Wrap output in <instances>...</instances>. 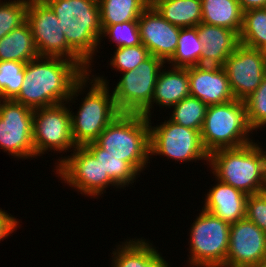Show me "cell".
I'll use <instances>...</instances> for the list:
<instances>
[{
  "instance_id": "15",
  "label": "cell",
  "mask_w": 266,
  "mask_h": 267,
  "mask_svg": "<svg viewBox=\"0 0 266 267\" xmlns=\"http://www.w3.org/2000/svg\"><path fill=\"white\" fill-rule=\"evenodd\" d=\"M266 258V233L246 217L230 224L225 267H257Z\"/></svg>"
},
{
  "instance_id": "2",
  "label": "cell",
  "mask_w": 266,
  "mask_h": 267,
  "mask_svg": "<svg viewBox=\"0 0 266 267\" xmlns=\"http://www.w3.org/2000/svg\"><path fill=\"white\" fill-rule=\"evenodd\" d=\"M58 18L67 44L89 65L101 44V18L98 0H43ZM92 63V64H91Z\"/></svg>"
},
{
  "instance_id": "12",
  "label": "cell",
  "mask_w": 266,
  "mask_h": 267,
  "mask_svg": "<svg viewBox=\"0 0 266 267\" xmlns=\"http://www.w3.org/2000/svg\"><path fill=\"white\" fill-rule=\"evenodd\" d=\"M70 107L72 108L71 105L67 107V103H62L34 109L33 144L36 159L51 150L65 153L75 149Z\"/></svg>"
},
{
  "instance_id": "26",
  "label": "cell",
  "mask_w": 266,
  "mask_h": 267,
  "mask_svg": "<svg viewBox=\"0 0 266 267\" xmlns=\"http://www.w3.org/2000/svg\"><path fill=\"white\" fill-rule=\"evenodd\" d=\"M100 162L104 173L122 189L131 186L138 179L140 174L126 161L110 155L106 150L99 147L95 142L84 145Z\"/></svg>"
},
{
  "instance_id": "24",
  "label": "cell",
  "mask_w": 266,
  "mask_h": 267,
  "mask_svg": "<svg viewBox=\"0 0 266 267\" xmlns=\"http://www.w3.org/2000/svg\"><path fill=\"white\" fill-rule=\"evenodd\" d=\"M150 4L169 23L180 28L201 23V0H150Z\"/></svg>"
},
{
  "instance_id": "23",
  "label": "cell",
  "mask_w": 266,
  "mask_h": 267,
  "mask_svg": "<svg viewBox=\"0 0 266 267\" xmlns=\"http://www.w3.org/2000/svg\"><path fill=\"white\" fill-rule=\"evenodd\" d=\"M201 22L221 26L240 34L243 11L238 0H201Z\"/></svg>"
},
{
  "instance_id": "28",
  "label": "cell",
  "mask_w": 266,
  "mask_h": 267,
  "mask_svg": "<svg viewBox=\"0 0 266 267\" xmlns=\"http://www.w3.org/2000/svg\"><path fill=\"white\" fill-rule=\"evenodd\" d=\"M169 120L184 127L201 131L208 105L196 97L188 96L171 106Z\"/></svg>"
},
{
  "instance_id": "35",
  "label": "cell",
  "mask_w": 266,
  "mask_h": 267,
  "mask_svg": "<svg viewBox=\"0 0 266 267\" xmlns=\"http://www.w3.org/2000/svg\"><path fill=\"white\" fill-rule=\"evenodd\" d=\"M245 217L266 233V191L248 195Z\"/></svg>"
},
{
  "instance_id": "10",
  "label": "cell",
  "mask_w": 266,
  "mask_h": 267,
  "mask_svg": "<svg viewBox=\"0 0 266 267\" xmlns=\"http://www.w3.org/2000/svg\"><path fill=\"white\" fill-rule=\"evenodd\" d=\"M26 21L39 56L69 59L89 73V65L67 44L57 16L43 0L28 1Z\"/></svg>"
},
{
  "instance_id": "20",
  "label": "cell",
  "mask_w": 266,
  "mask_h": 267,
  "mask_svg": "<svg viewBox=\"0 0 266 267\" xmlns=\"http://www.w3.org/2000/svg\"><path fill=\"white\" fill-rule=\"evenodd\" d=\"M205 195L203 210L233 224L246 216L248 195L219 180Z\"/></svg>"
},
{
  "instance_id": "32",
  "label": "cell",
  "mask_w": 266,
  "mask_h": 267,
  "mask_svg": "<svg viewBox=\"0 0 266 267\" xmlns=\"http://www.w3.org/2000/svg\"><path fill=\"white\" fill-rule=\"evenodd\" d=\"M101 27V40L103 39V37H105L106 39V37L108 36L107 39H109V42L115 43V48L131 47L142 44L138 21H128Z\"/></svg>"
},
{
  "instance_id": "1",
  "label": "cell",
  "mask_w": 266,
  "mask_h": 267,
  "mask_svg": "<svg viewBox=\"0 0 266 267\" xmlns=\"http://www.w3.org/2000/svg\"><path fill=\"white\" fill-rule=\"evenodd\" d=\"M24 75L21 91L14 100L33 110L75 103L78 95L90 86L89 73L62 57L39 56L30 60Z\"/></svg>"
},
{
  "instance_id": "36",
  "label": "cell",
  "mask_w": 266,
  "mask_h": 267,
  "mask_svg": "<svg viewBox=\"0 0 266 267\" xmlns=\"http://www.w3.org/2000/svg\"><path fill=\"white\" fill-rule=\"evenodd\" d=\"M19 222L16 217L8 214L7 211L0 208V242L8 238L19 227Z\"/></svg>"
},
{
  "instance_id": "19",
  "label": "cell",
  "mask_w": 266,
  "mask_h": 267,
  "mask_svg": "<svg viewBox=\"0 0 266 267\" xmlns=\"http://www.w3.org/2000/svg\"><path fill=\"white\" fill-rule=\"evenodd\" d=\"M163 68L159 71L151 104L141 113L147 118L151 117L154 104L167 109L190 96L188 68Z\"/></svg>"
},
{
  "instance_id": "17",
  "label": "cell",
  "mask_w": 266,
  "mask_h": 267,
  "mask_svg": "<svg viewBox=\"0 0 266 267\" xmlns=\"http://www.w3.org/2000/svg\"><path fill=\"white\" fill-rule=\"evenodd\" d=\"M188 76L190 96L202 100L207 105L222 104L235 99L223 67H188Z\"/></svg>"
},
{
  "instance_id": "38",
  "label": "cell",
  "mask_w": 266,
  "mask_h": 267,
  "mask_svg": "<svg viewBox=\"0 0 266 267\" xmlns=\"http://www.w3.org/2000/svg\"><path fill=\"white\" fill-rule=\"evenodd\" d=\"M262 144H260V148L262 150L263 156H264V164H265V173H266V150L264 151V149L261 147Z\"/></svg>"
},
{
  "instance_id": "40",
  "label": "cell",
  "mask_w": 266,
  "mask_h": 267,
  "mask_svg": "<svg viewBox=\"0 0 266 267\" xmlns=\"http://www.w3.org/2000/svg\"><path fill=\"white\" fill-rule=\"evenodd\" d=\"M257 267H266V258H264Z\"/></svg>"
},
{
  "instance_id": "30",
  "label": "cell",
  "mask_w": 266,
  "mask_h": 267,
  "mask_svg": "<svg viewBox=\"0 0 266 267\" xmlns=\"http://www.w3.org/2000/svg\"><path fill=\"white\" fill-rule=\"evenodd\" d=\"M26 63L12 60L0 61V99H15L25 78Z\"/></svg>"
},
{
  "instance_id": "4",
  "label": "cell",
  "mask_w": 266,
  "mask_h": 267,
  "mask_svg": "<svg viewBox=\"0 0 266 267\" xmlns=\"http://www.w3.org/2000/svg\"><path fill=\"white\" fill-rule=\"evenodd\" d=\"M149 126V118L143 114L121 113L94 142L140 174L150 164Z\"/></svg>"
},
{
  "instance_id": "39",
  "label": "cell",
  "mask_w": 266,
  "mask_h": 267,
  "mask_svg": "<svg viewBox=\"0 0 266 267\" xmlns=\"http://www.w3.org/2000/svg\"><path fill=\"white\" fill-rule=\"evenodd\" d=\"M260 50L262 51V55L264 57V60L266 61V45H264Z\"/></svg>"
},
{
  "instance_id": "25",
  "label": "cell",
  "mask_w": 266,
  "mask_h": 267,
  "mask_svg": "<svg viewBox=\"0 0 266 267\" xmlns=\"http://www.w3.org/2000/svg\"><path fill=\"white\" fill-rule=\"evenodd\" d=\"M101 26L138 21L150 0H98Z\"/></svg>"
},
{
  "instance_id": "5",
  "label": "cell",
  "mask_w": 266,
  "mask_h": 267,
  "mask_svg": "<svg viewBox=\"0 0 266 267\" xmlns=\"http://www.w3.org/2000/svg\"><path fill=\"white\" fill-rule=\"evenodd\" d=\"M244 101L231 100L208 105L200 131L201 142L208 154L228 148H238L253 142Z\"/></svg>"
},
{
  "instance_id": "27",
  "label": "cell",
  "mask_w": 266,
  "mask_h": 267,
  "mask_svg": "<svg viewBox=\"0 0 266 267\" xmlns=\"http://www.w3.org/2000/svg\"><path fill=\"white\" fill-rule=\"evenodd\" d=\"M202 46L196 26L181 28L176 51L166 63L181 68L198 66L203 53Z\"/></svg>"
},
{
  "instance_id": "13",
  "label": "cell",
  "mask_w": 266,
  "mask_h": 267,
  "mask_svg": "<svg viewBox=\"0 0 266 267\" xmlns=\"http://www.w3.org/2000/svg\"><path fill=\"white\" fill-rule=\"evenodd\" d=\"M33 112L13 99H0V149L18 160L35 157Z\"/></svg>"
},
{
  "instance_id": "33",
  "label": "cell",
  "mask_w": 266,
  "mask_h": 267,
  "mask_svg": "<svg viewBox=\"0 0 266 267\" xmlns=\"http://www.w3.org/2000/svg\"><path fill=\"white\" fill-rule=\"evenodd\" d=\"M113 53L109 65L112 66V70L115 69L121 73L135 69L150 56L148 49L143 44L119 47Z\"/></svg>"
},
{
  "instance_id": "11",
  "label": "cell",
  "mask_w": 266,
  "mask_h": 267,
  "mask_svg": "<svg viewBox=\"0 0 266 267\" xmlns=\"http://www.w3.org/2000/svg\"><path fill=\"white\" fill-rule=\"evenodd\" d=\"M165 62L153 55L138 67L120 74L122 77L112 90L120 113L141 114L152 101L159 71Z\"/></svg>"
},
{
  "instance_id": "9",
  "label": "cell",
  "mask_w": 266,
  "mask_h": 267,
  "mask_svg": "<svg viewBox=\"0 0 266 267\" xmlns=\"http://www.w3.org/2000/svg\"><path fill=\"white\" fill-rule=\"evenodd\" d=\"M149 117V140L151 156H166L169 160L193 163L204 160L208 165L209 154L205 151L198 130L178 125L169 119L162 124L152 126Z\"/></svg>"
},
{
  "instance_id": "22",
  "label": "cell",
  "mask_w": 266,
  "mask_h": 267,
  "mask_svg": "<svg viewBox=\"0 0 266 267\" xmlns=\"http://www.w3.org/2000/svg\"><path fill=\"white\" fill-rule=\"evenodd\" d=\"M39 54L27 21L0 39V61L27 63Z\"/></svg>"
},
{
  "instance_id": "14",
  "label": "cell",
  "mask_w": 266,
  "mask_h": 267,
  "mask_svg": "<svg viewBox=\"0 0 266 267\" xmlns=\"http://www.w3.org/2000/svg\"><path fill=\"white\" fill-rule=\"evenodd\" d=\"M223 68L236 100L244 101L266 76V61L260 49L239 44L226 59Z\"/></svg>"
},
{
  "instance_id": "34",
  "label": "cell",
  "mask_w": 266,
  "mask_h": 267,
  "mask_svg": "<svg viewBox=\"0 0 266 267\" xmlns=\"http://www.w3.org/2000/svg\"><path fill=\"white\" fill-rule=\"evenodd\" d=\"M250 127L257 131L266 127V76L259 87L244 100Z\"/></svg>"
},
{
  "instance_id": "31",
  "label": "cell",
  "mask_w": 266,
  "mask_h": 267,
  "mask_svg": "<svg viewBox=\"0 0 266 267\" xmlns=\"http://www.w3.org/2000/svg\"><path fill=\"white\" fill-rule=\"evenodd\" d=\"M27 0H0V39L26 21Z\"/></svg>"
},
{
  "instance_id": "18",
  "label": "cell",
  "mask_w": 266,
  "mask_h": 267,
  "mask_svg": "<svg viewBox=\"0 0 266 267\" xmlns=\"http://www.w3.org/2000/svg\"><path fill=\"white\" fill-rule=\"evenodd\" d=\"M203 53L200 65L223 67L226 59L240 44L239 35L228 28L199 23L197 26Z\"/></svg>"
},
{
  "instance_id": "16",
  "label": "cell",
  "mask_w": 266,
  "mask_h": 267,
  "mask_svg": "<svg viewBox=\"0 0 266 267\" xmlns=\"http://www.w3.org/2000/svg\"><path fill=\"white\" fill-rule=\"evenodd\" d=\"M138 27L141 43L150 55L166 63L176 51L181 28L169 23L151 4L139 17Z\"/></svg>"
},
{
  "instance_id": "6",
  "label": "cell",
  "mask_w": 266,
  "mask_h": 267,
  "mask_svg": "<svg viewBox=\"0 0 266 267\" xmlns=\"http://www.w3.org/2000/svg\"><path fill=\"white\" fill-rule=\"evenodd\" d=\"M89 84L91 87L88 93H85L87 94L85 98H81L82 102L77 113L71 110L72 136L76 146L94 142L100 133L121 114L115 105L113 93L108 87L109 82L103 75L89 73Z\"/></svg>"
},
{
  "instance_id": "3",
  "label": "cell",
  "mask_w": 266,
  "mask_h": 267,
  "mask_svg": "<svg viewBox=\"0 0 266 267\" xmlns=\"http://www.w3.org/2000/svg\"><path fill=\"white\" fill-rule=\"evenodd\" d=\"M259 144L253 141L238 148L219 149L209 154V170L215 180L247 195L265 192V164Z\"/></svg>"
},
{
  "instance_id": "21",
  "label": "cell",
  "mask_w": 266,
  "mask_h": 267,
  "mask_svg": "<svg viewBox=\"0 0 266 267\" xmlns=\"http://www.w3.org/2000/svg\"><path fill=\"white\" fill-rule=\"evenodd\" d=\"M112 251L111 267H171L161 252L147 239L120 242Z\"/></svg>"
},
{
  "instance_id": "37",
  "label": "cell",
  "mask_w": 266,
  "mask_h": 267,
  "mask_svg": "<svg viewBox=\"0 0 266 267\" xmlns=\"http://www.w3.org/2000/svg\"><path fill=\"white\" fill-rule=\"evenodd\" d=\"M242 11L266 8V0H238Z\"/></svg>"
},
{
  "instance_id": "8",
  "label": "cell",
  "mask_w": 266,
  "mask_h": 267,
  "mask_svg": "<svg viewBox=\"0 0 266 267\" xmlns=\"http://www.w3.org/2000/svg\"><path fill=\"white\" fill-rule=\"evenodd\" d=\"M55 163L57 165L54 169L59 180L76 189L82 196L99 198L110 186L121 190L108 173H104L100 162L85 146H76L70 156H62Z\"/></svg>"
},
{
  "instance_id": "29",
  "label": "cell",
  "mask_w": 266,
  "mask_h": 267,
  "mask_svg": "<svg viewBox=\"0 0 266 267\" xmlns=\"http://www.w3.org/2000/svg\"><path fill=\"white\" fill-rule=\"evenodd\" d=\"M239 42L250 48L261 49L266 45V8L243 12V26Z\"/></svg>"
},
{
  "instance_id": "7",
  "label": "cell",
  "mask_w": 266,
  "mask_h": 267,
  "mask_svg": "<svg viewBox=\"0 0 266 267\" xmlns=\"http://www.w3.org/2000/svg\"><path fill=\"white\" fill-rule=\"evenodd\" d=\"M189 232L188 267H225L230 224L201 210Z\"/></svg>"
}]
</instances>
